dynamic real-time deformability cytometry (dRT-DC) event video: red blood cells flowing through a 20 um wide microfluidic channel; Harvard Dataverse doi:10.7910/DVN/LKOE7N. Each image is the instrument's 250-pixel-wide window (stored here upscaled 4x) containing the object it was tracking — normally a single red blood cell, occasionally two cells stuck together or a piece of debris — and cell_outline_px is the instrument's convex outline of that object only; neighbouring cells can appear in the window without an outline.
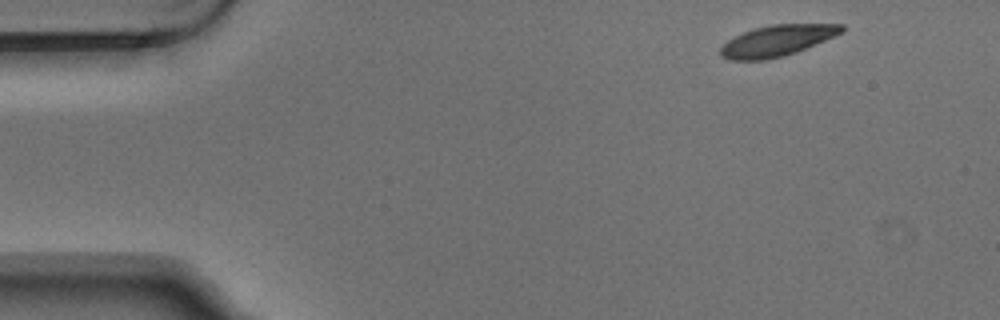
{"species": "Egyptian fruit bat (a non-hibernating species)", "species_latin": "Rousettus aegyptiacus", "temperature_condition": "warm", "stored_images_in_passage": 3, "camera_frame_rate_fps": 3000, "um_per_image_px": 0.085, "animal": {"sex": "male"}, "frame": {"image": 1, "passage_image": 1, "time_ms": 0.0, "image_size_px": [1000, 320], "cell_outline_px": [[844, 32], [796, 52], [784, 56], [764, 60], [728, 60], [720, 56], [720, 48], [728, 40], [752, 28], [772, 24], [844, 24]], "centroid_in_image_um": [66.04, 3.46], "position_along_channel_um": 19.0, "area_um2": 21.91}}